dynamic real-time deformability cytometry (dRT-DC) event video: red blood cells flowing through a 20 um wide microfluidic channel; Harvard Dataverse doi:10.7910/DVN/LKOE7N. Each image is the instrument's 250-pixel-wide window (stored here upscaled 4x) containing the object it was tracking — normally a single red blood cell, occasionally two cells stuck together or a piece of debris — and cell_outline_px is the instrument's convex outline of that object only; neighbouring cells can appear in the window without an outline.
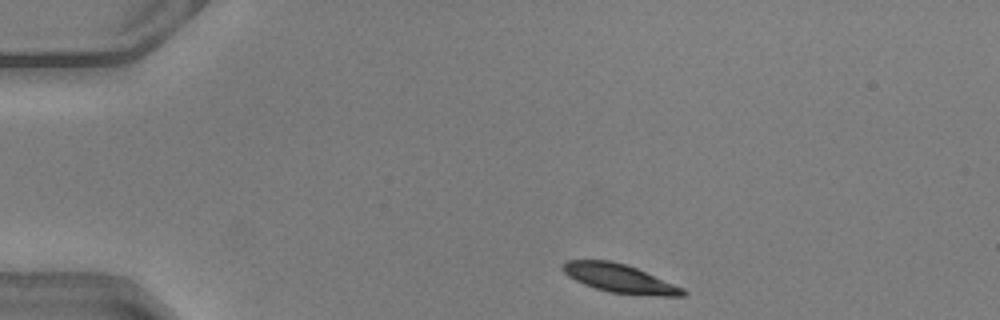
{"species": "common noctule bat (a hibernating species)", "species_latin": "Nyctalus noctula", "temperature_condition": "warm", "stored_images_in_passage": 41, "camera_frame_rate_fps": 3000, "um_per_image_px": 0.085, "animal": {"sex": "male", "body_mass_g": 20.5, "forearm_length_mm": 52.5}, "frame": {"image": 1, "passage_image": 1, "time_ms": 0.0, "image_size_px": [1000, 320], "cell_outline_px": [[688, 292], [684, 296], [664, 296], [608, 292], [584, 284], [568, 276], [560, 268], [568, 260], [608, 260], [624, 264], [636, 268], [684, 288]], "centroid_in_image_um": [52.67, 23.67], "position_along_channel_um": 32.3, "area_um2": 19.71}}
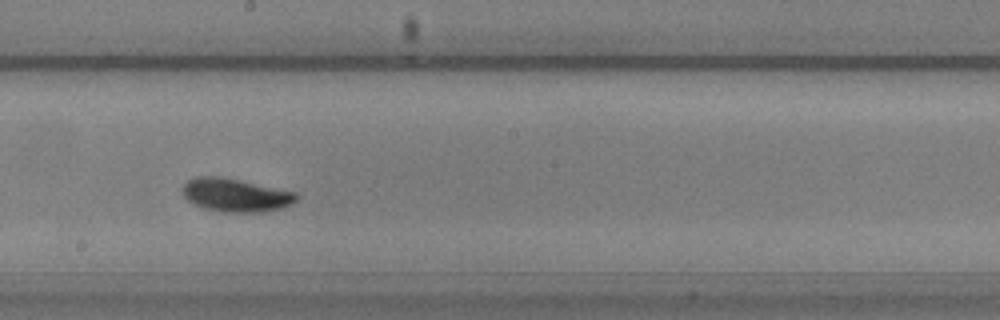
{"frame": {"image": 2, "passage_image": 20, "time_ms": 6.333, "image_size_px": [1000, 320], "cell_outline_px": [[300, 196], [292, 204], [280, 208], [264, 212], [224, 212], [204, 208], [188, 200], [184, 196], [184, 184], [188, 180], [196, 176], [220, 176], [240, 180], [296, 192]], "centroid_in_image_um": [20.06, 16.58], "position_along_channel_um": 228.1, "area_um2": 21.96}}
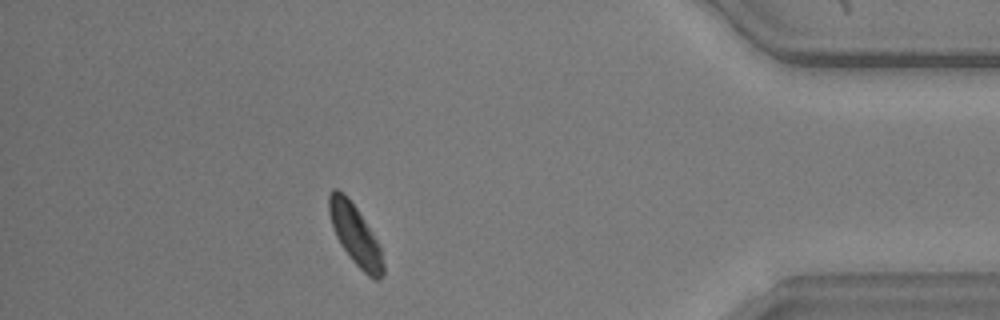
{"frame": {"image": 3, "passage_image": 36, "time_ms": 11.667, "image_size_px": [1000, 320], "cell_outline_px": [[384, 272], [380, 280], [376, 280], [368, 276], [352, 260], [340, 244], [336, 236], [328, 212], [328, 196], [332, 188], [336, 188], [344, 192], [356, 208], [376, 240], [380, 248], [384, 264]], "centroid_in_image_um": [30.17, 19.96], "position_along_channel_um": 405.0, "area_um2": 18.73}, "authors_computed_cell_mechanics": {"area_um2": 20.6346, "velocity_mm_per_s": 4.0501, "shape_relaxation_time_tau1_ms": 2.2507, "shape_relaxation_time_tau2_ms": 5.1154, "deformation_change_tau1": 0.1502, "deformation_change_tau2": 0.0912}}